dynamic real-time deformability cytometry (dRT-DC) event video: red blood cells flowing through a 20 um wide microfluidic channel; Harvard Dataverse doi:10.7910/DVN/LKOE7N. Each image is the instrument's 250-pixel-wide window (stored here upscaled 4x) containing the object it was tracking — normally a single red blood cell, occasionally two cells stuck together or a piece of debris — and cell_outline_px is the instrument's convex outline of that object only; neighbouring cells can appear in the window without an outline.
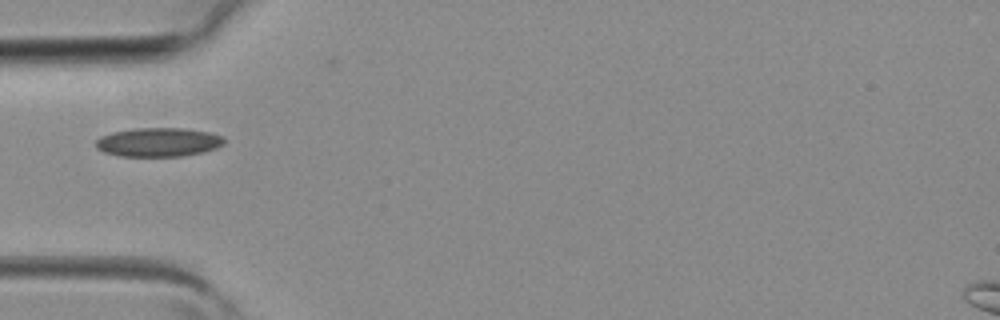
{"species": "common noctule bat (a hibernating species)", "species_latin": "Nyctalus noctula", "temperature_condition": "room temperature", "stored_images_in_passage": 2, "camera_frame_rate_fps": 3000, "um_per_image_px": 0.085, "animal": {"sex": "female", "body_mass_g": 19.3, "forearm_length_mm": 54.1}, "frame": {"image": 1, "passage_image": 2, "time_ms": 0.333, "image_size_px": [1000, 320], "cell_outline_px": [[224, 144], [216, 148], [204, 152], [180, 156], [120, 156], [104, 152], [96, 148], [96, 140], [100, 136], [112, 132], [136, 128], [184, 128], [208, 132], [224, 136]], "centroid_in_image_um": [13.47, 12.08], "position_along_channel_um": 71.5, "area_um2": 21.68}}